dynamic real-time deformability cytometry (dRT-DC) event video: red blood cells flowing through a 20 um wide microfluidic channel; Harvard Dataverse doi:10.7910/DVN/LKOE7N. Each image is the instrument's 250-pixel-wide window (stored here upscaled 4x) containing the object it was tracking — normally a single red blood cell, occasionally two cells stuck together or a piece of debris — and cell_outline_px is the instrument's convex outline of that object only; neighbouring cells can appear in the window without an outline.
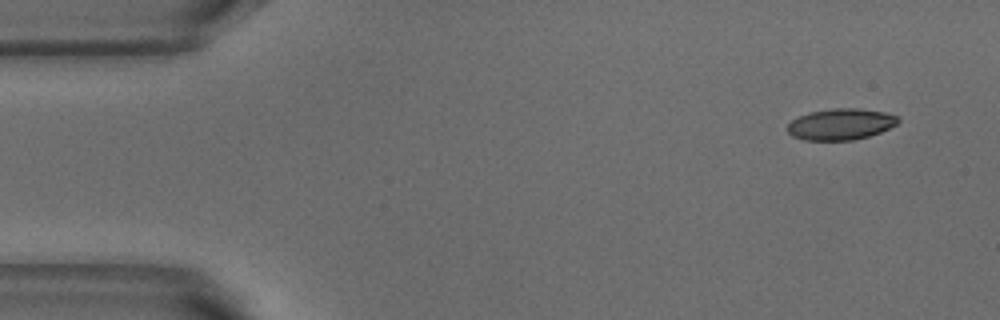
{"species": "common noctule bat (a hibernating species)", "species_latin": "Nyctalus noctula", "temperature_condition": "warm", "stored_images_in_passage": 4, "camera_frame_rate_fps": 3000, "um_per_image_px": 0.085, "animal": {"sex": "male", "body_mass_g": 18.8}, "frame": {"image": 1, "passage_image": 1, "time_ms": 0.0, "image_size_px": [1000, 320], "cell_outline_px": [[900, 120], [896, 124], [880, 132], [868, 136], [852, 140], [804, 140], [792, 136], [788, 132], [788, 124], [792, 120], [808, 112], [832, 108], [856, 108], [884, 112], [896, 116]], "centroid_in_image_um": [71.44, 10.55], "position_along_channel_um": 13.6, "area_um2": 20.0}}
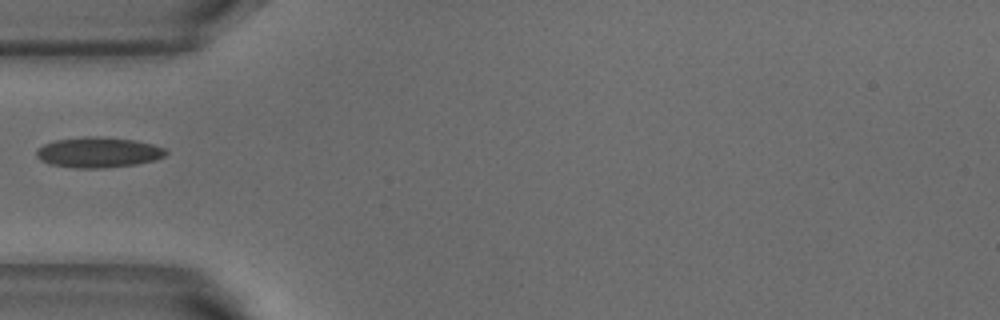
{"frame": {"image": 2, "passage_image": 4, "time_ms": 1.0, "image_size_px": [1000, 320], "cell_outline_px": [[168, 152], [164, 156], [156, 160], [136, 164], [104, 168], [76, 168], [48, 164], [40, 160], [36, 156], [36, 148], [44, 144], [56, 140], [84, 136], [100, 136], [136, 140], [152, 144], [164, 148]], "centroid_in_image_um": [8.34, 12.95], "position_along_channel_um": 76.7, "area_um2": 23.18}}